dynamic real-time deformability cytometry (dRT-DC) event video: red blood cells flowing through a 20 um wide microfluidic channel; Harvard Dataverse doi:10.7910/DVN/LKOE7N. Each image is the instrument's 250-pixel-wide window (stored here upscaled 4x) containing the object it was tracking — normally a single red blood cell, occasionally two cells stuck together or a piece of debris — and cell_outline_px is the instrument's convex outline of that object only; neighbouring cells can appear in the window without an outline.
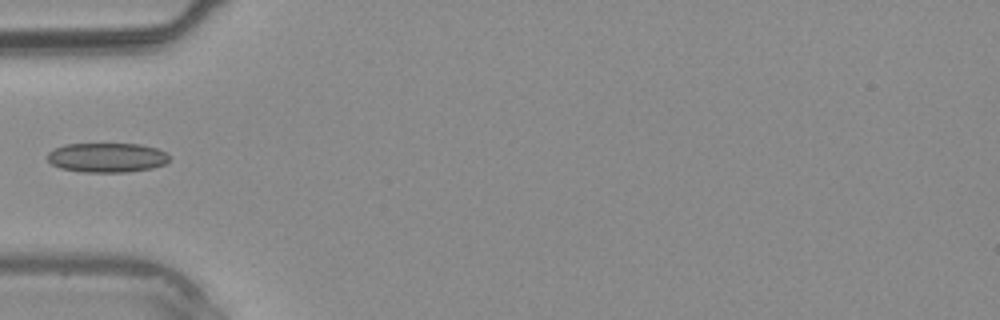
{"species": "common noctule bat (a hibernating species)", "species_latin": "Nyctalus noctula", "temperature_condition": "warm", "stored_images_in_passage": 1, "camera_frame_rate_fps": 3000, "um_per_image_px": 0.085, "animal": {"sex": "male", "body_mass_g": 20.4}, "frame": {"image": 1, "passage_image": 1, "time_ms": 0.0, "image_size_px": [1000, 320], "cell_outline_px": [[168, 160], [164, 164], [152, 168], [128, 172], [80, 172], [60, 168], [52, 164], [48, 160], [48, 152], [64, 144], [140, 144], [156, 148], [164, 152], [168, 156]], "centroid_in_image_um": [9.06, 13.4], "position_along_channel_um": 75.9, "area_um2": 20.87}}